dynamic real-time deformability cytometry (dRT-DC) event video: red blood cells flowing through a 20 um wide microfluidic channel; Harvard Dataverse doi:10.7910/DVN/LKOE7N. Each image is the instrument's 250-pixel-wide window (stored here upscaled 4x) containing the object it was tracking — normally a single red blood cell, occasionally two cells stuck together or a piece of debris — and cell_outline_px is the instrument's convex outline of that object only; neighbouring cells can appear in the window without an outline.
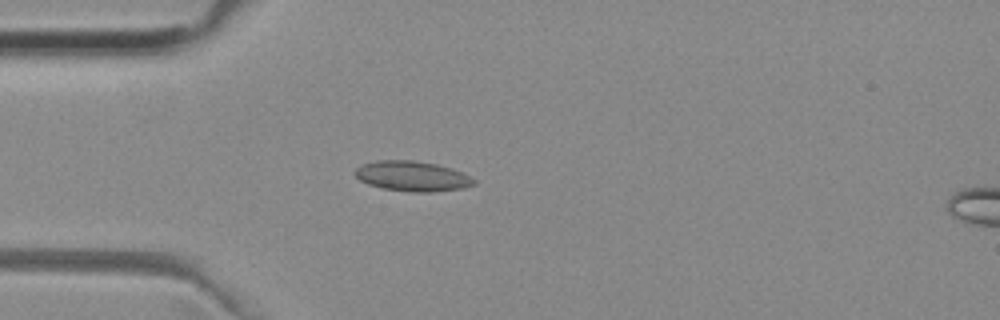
{"species": "common noctule bat (a hibernating species)", "species_latin": "Nyctalus noctula", "temperature_condition": "room temperature", "stored_images_in_passage": 39, "camera_frame_rate_fps": 3000, "um_per_image_px": 0.085, "animal": {"sex": "female", "body_mass_g": 29.2, "forearm_length_mm": 56.3}, "frame": {"image": 1, "passage_image": 1, "time_ms": 0.0, "image_size_px": [1000, 320], "cell_outline_px": [[476, 184], [464, 188], [432, 192], [412, 192], [380, 188], [368, 184], [360, 180], [352, 172], [356, 168], [364, 164], [376, 160], [412, 160], [436, 164], [464, 172], [476, 180]], "centroid_in_image_um": [35.05, 14.98], "position_along_channel_um": 49.9, "area_um2": 21.04}}
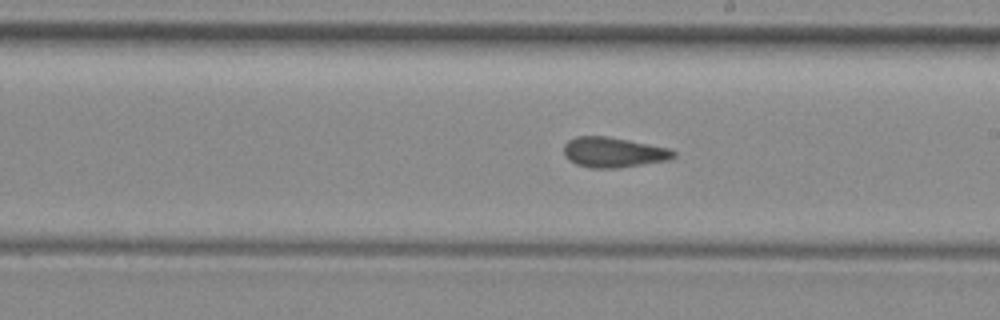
{"frame": {"image": 2, "passage_image": 16, "time_ms": 5.0, "image_size_px": [1000, 320], "cell_outline_px": [[676, 156], [668, 160], [620, 168], [592, 168], [576, 164], [568, 160], [564, 152], [564, 144], [568, 140], [576, 136], [608, 136], [668, 148], [676, 152]], "centroid_in_image_um": [52.13, 12.95], "position_along_channel_um": 236.9, "area_um2": 19.31}}
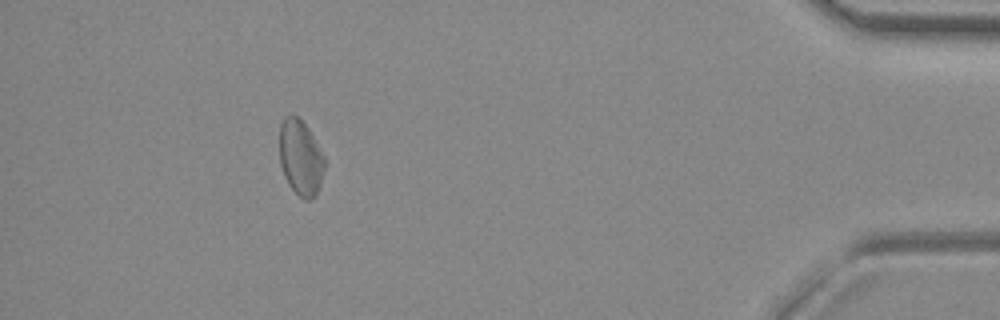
{"frame": {"image": 3, "passage_image": 34, "time_ms": 11.0, "image_size_px": [1000, 320], "cell_outline_px": [[324, 172], [320, 184], [316, 192], [308, 200], [304, 200], [288, 184], [284, 176], [280, 164], [280, 124], [288, 116], [296, 116], [308, 128], [324, 156]], "centroid_in_image_um": [25.54, 13.41], "position_along_channel_um": 409.7, "area_um2": 19.36}, "authors_computed_cell_mechanics": {"area_um2": 19.4786, "velocity_mm_per_s": 3.9492, "shape_relaxation_time_tau1_ms": null, "shape_relaxation_time_tau2_ms": 3.1302, "deformation_change_tau1": null, "deformation_change_tau2": 0.0902}}